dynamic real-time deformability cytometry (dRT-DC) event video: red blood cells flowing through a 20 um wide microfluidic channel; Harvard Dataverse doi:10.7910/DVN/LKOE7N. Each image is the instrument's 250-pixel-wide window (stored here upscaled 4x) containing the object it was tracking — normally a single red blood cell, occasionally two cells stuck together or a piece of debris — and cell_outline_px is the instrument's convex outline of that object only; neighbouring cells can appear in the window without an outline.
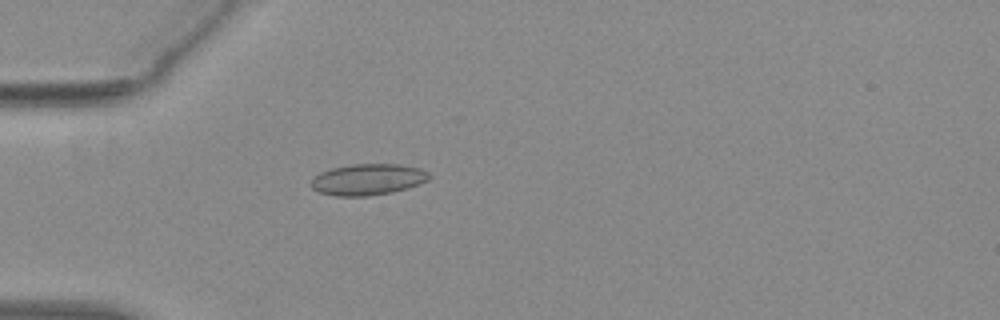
{"species": "common noctule bat (a hibernating species)", "species_latin": "Nyctalus noctula", "temperature_condition": "warm", "stored_images_in_passage": 36, "camera_frame_rate_fps": 3000, "um_per_image_px": 0.085, "animal": {"sex": "female", "body_mass_g": 29.2, "forearm_length_mm": 56.3}, "frame": {"image": 1, "passage_image": 17, "time_ms": 5.333, "image_size_px": [1000, 320], "cell_outline_px": [[432, 176], [428, 180], [420, 184], [408, 188], [392, 192], [368, 196], [336, 196], [320, 192], [312, 188], [312, 180], [320, 172], [332, 168], [352, 164], [400, 164], [420, 168], [428, 172]], "centroid_in_image_um": [31.32, 15.25], "position_along_channel_um": 53.7, "area_um2": 21.5}}
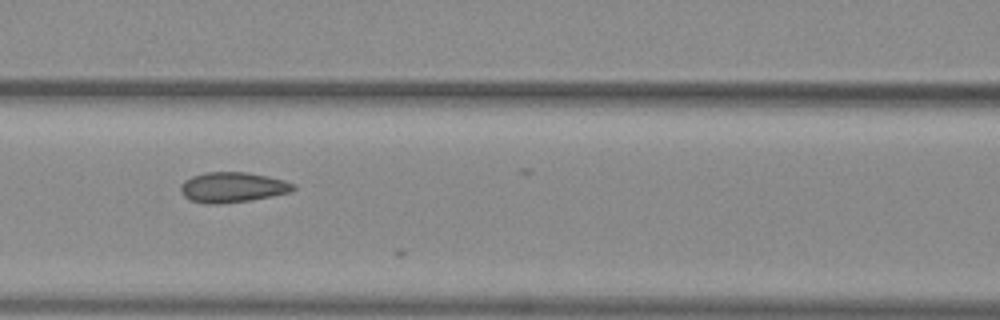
{"frame": {"image": 2, "passage_image": 25, "time_ms": 8.0, "image_size_px": [1000, 320], "cell_outline_px": [[296, 188], [292, 192], [272, 196], [248, 200], [216, 204], [208, 204], [188, 200], [180, 192], [180, 184], [184, 180], [192, 176], [204, 172], [248, 172], [268, 176], [284, 180], [296, 184]], "centroid_in_image_um": [19.76, 15.91], "position_along_channel_um": 146.8, "area_um2": 20.06}}
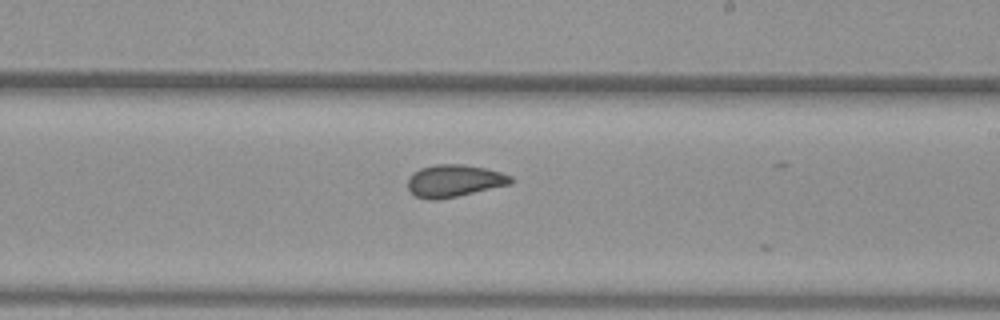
{"frame": {"image": 3, "passage_image": 33, "time_ms": 10.667, "image_size_px": [1000, 320], "cell_outline_px": [[516, 180], [512, 184], [456, 196], [436, 200], [428, 200], [412, 196], [408, 192], [408, 180], [412, 172], [420, 168], [436, 164], [464, 164], [484, 168], [500, 172], [512, 176]], "centroid_in_image_um": [38.58, 15.37], "position_along_channel_um": 250.4, "area_um2": 19.65}}